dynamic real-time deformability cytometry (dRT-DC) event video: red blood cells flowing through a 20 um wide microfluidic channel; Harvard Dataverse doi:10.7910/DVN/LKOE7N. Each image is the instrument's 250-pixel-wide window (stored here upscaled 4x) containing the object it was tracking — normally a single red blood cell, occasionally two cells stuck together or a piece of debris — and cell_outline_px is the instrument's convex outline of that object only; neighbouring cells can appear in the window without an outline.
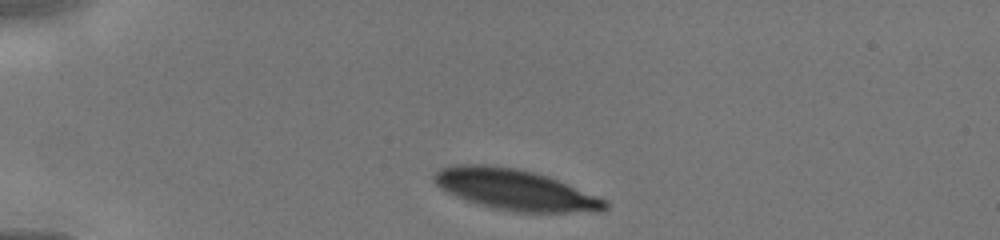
{"species": "human", "species_latin": "Homo sapiens", "temperature_condition": "cold", "stored_images_in_passage": 13, "camera_frame_rate_fps": 3000, "um_per_image_px": 0.085, "donor": {"sex": "male"}, "frame": {"image": 1, "passage_image": 1, "time_ms": 0.0, "image_size_px": [1000, 240], "cell_outline_px": [[608, 208], [604, 212], [516, 212], [476, 204], [456, 196], [440, 188], [432, 180], [432, 176], [440, 168], [460, 164], [484, 164], [516, 168], [548, 176], [608, 200]], "centroid_in_image_um": [43.81, 16.13], "position_along_channel_um": 41.2, "area_um2": 40.69}}
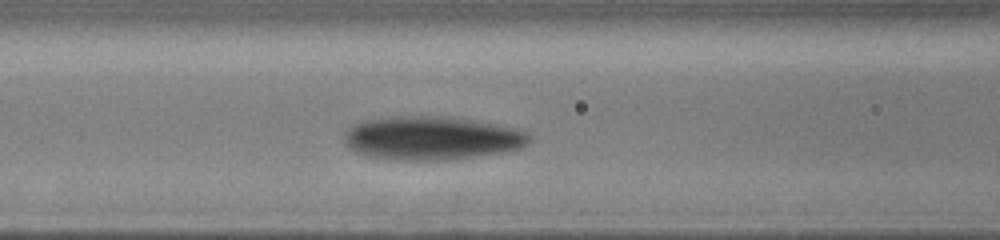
{"frame": {"image": 2, "passage_image": 8, "time_ms": 3.0, "image_size_px": [1000, 240], "cell_outline_px": [[532, 140], [524, 148], [500, 152], [444, 160], [396, 160], [368, 156], [356, 152], [348, 148], [344, 144], [344, 132], [348, 128], [364, 120], [396, 116], [428, 116], [468, 120], [496, 124], [528, 132]], "centroid_in_image_um": [36.65, 11.75], "position_along_channel_um": 129.9, "area_um2": 46.64}}
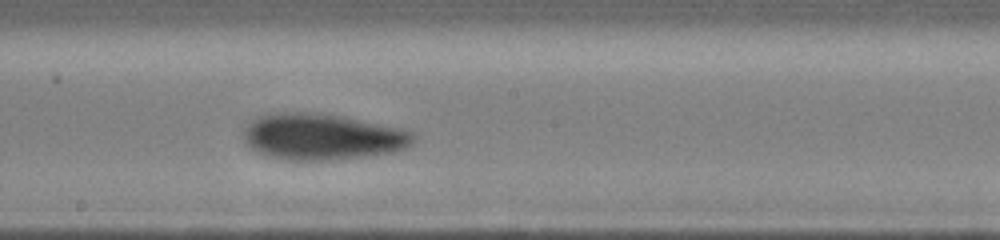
{"frame": {"image": 3, "passage_image": 13, "time_ms": 5.0, "image_size_px": [1000, 240], "cell_outline_px": [[416, 136], [412, 144], [404, 148], [392, 152], [364, 156], [332, 160], [288, 160], [268, 156], [256, 152], [244, 140], [244, 128], [252, 120], [260, 116], [276, 112], [320, 112], [344, 116], [400, 128], [412, 132]], "centroid_in_image_um": [27.38, 11.61], "position_along_channel_um": 220.8, "area_um2": 45.84}}